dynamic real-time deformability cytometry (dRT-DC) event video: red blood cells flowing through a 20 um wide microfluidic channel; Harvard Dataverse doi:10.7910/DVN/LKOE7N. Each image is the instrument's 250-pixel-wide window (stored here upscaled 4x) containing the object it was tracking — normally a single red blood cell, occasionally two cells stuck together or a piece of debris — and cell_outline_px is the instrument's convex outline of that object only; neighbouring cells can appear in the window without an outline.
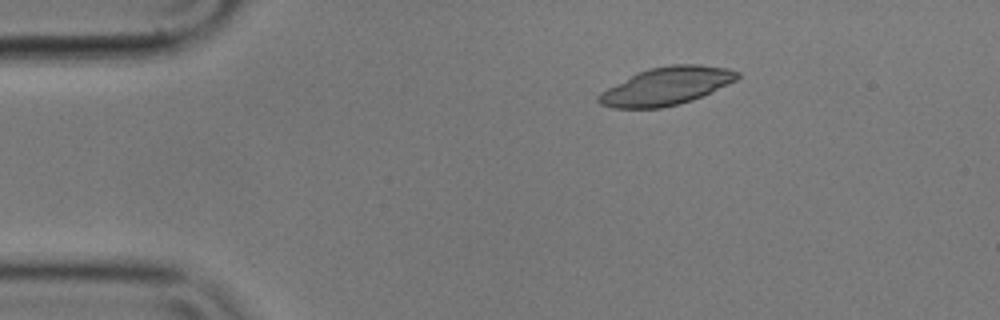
{"species": "common noctule bat (a hibernating species)", "species_latin": "Nyctalus noctula", "temperature_condition": "cold", "stored_images_in_passage": 4, "camera_frame_rate_fps": 3000, "um_per_image_px": 0.085, "animal": {"sex": "male", "body_mass_g": 17.9}, "frame": {"image": 1, "passage_image": 1, "time_ms": 0.0, "image_size_px": [1000, 320], "cell_outline_px": [[740, 76], [736, 80], [712, 92], [692, 100], [680, 104], [660, 108], [612, 108], [600, 104], [596, 100], [596, 96], [600, 92], [636, 72], [648, 68], [672, 64], [700, 64], [728, 68], [740, 72]], "centroid_in_image_um": [56.63, 7.31], "position_along_channel_um": 28.4, "area_um2": 30.87}}